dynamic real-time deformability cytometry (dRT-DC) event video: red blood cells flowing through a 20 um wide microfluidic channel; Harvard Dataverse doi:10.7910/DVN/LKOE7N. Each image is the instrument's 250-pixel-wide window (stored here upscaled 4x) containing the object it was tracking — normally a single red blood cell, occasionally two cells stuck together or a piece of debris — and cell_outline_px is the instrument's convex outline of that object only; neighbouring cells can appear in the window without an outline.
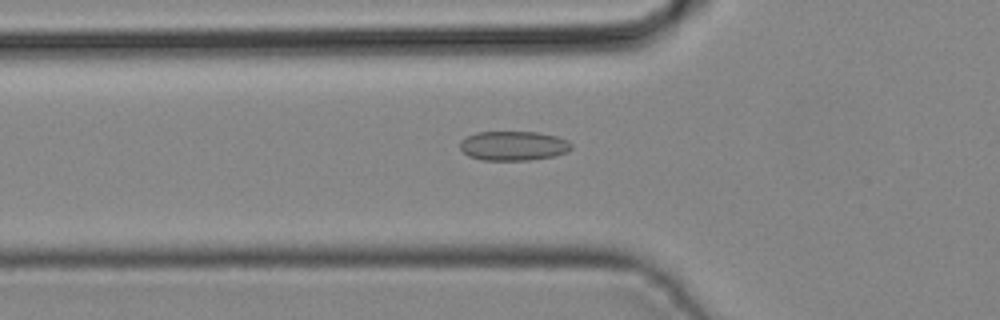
{"species": "common noctule bat (a hibernating species)", "species_latin": "Nyctalus noctula", "temperature_condition": "cold", "stored_images_in_passage": 43, "camera_frame_rate_fps": 3000, "um_per_image_px": 0.085, "animal": {"sex": "male", "body_mass_g": 19.2, "forearm_length_mm": 51.8}, "frame": {"image": 1, "passage_image": 15, "time_ms": 4.667, "image_size_px": [1000, 320], "cell_outline_px": [[572, 148], [568, 152], [552, 156], [528, 160], [484, 160], [468, 156], [460, 148], [460, 140], [476, 132], [536, 132], [556, 136], [568, 140], [572, 144]], "centroid_in_image_um": [43.64, 12.39], "position_along_channel_um": 82.2, "area_um2": 19.07}}
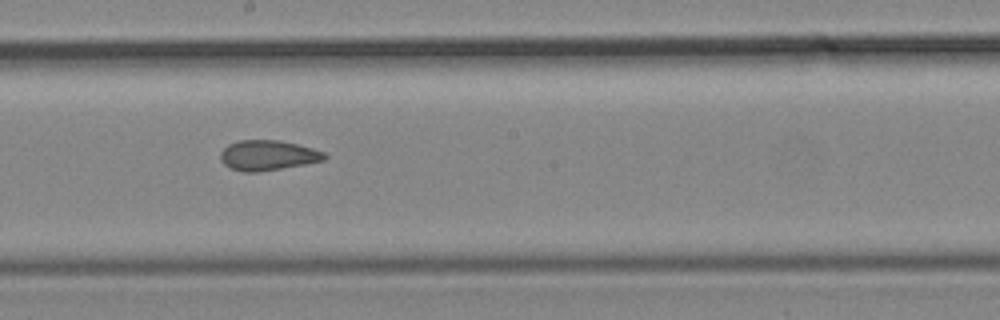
{"frame": {"image": 2, "passage_image": 24, "time_ms": 7.667, "image_size_px": [1000, 320], "cell_outline_px": [[328, 156], [324, 160], [304, 164], [256, 172], [244, 172], [232, 168], [224, 164], [220, 160], [220, 152], [228, 144], [240, 140], [280, 140], [312, 148], [324, 152]], "centroid_in_image_um": [22.75, 13.19], "position_along_channel_um": 225.5, "area_um2": 18.09}}
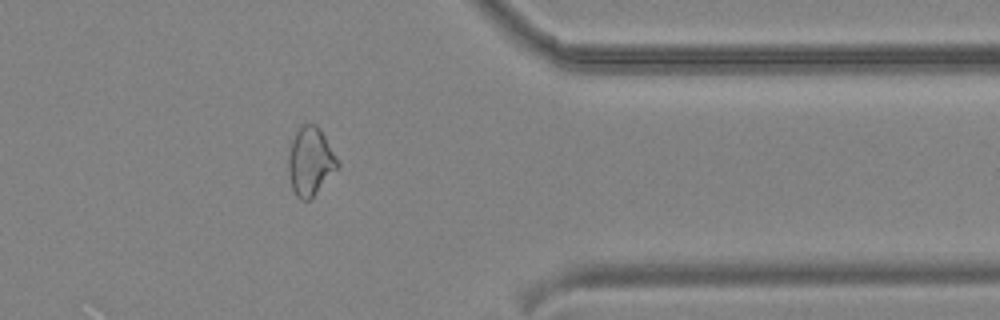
{"frame": {"image": 3, "passage_image": 35, "time_ms": 11.333, "image_size_px": [1000, 320], "cell_outline_px": [[340, 168], [308, 200], [300, 200], [296, 196], [292, 188], [288, 172], [288, 156], [292, 140], [296, 132], [304, 124], [316, 124], [320, 128], [340, 164]], "centroid_in_image_um": [26.39, 13.73], "position_along_channel_um": 385.0, "area_um2": 19.48}}